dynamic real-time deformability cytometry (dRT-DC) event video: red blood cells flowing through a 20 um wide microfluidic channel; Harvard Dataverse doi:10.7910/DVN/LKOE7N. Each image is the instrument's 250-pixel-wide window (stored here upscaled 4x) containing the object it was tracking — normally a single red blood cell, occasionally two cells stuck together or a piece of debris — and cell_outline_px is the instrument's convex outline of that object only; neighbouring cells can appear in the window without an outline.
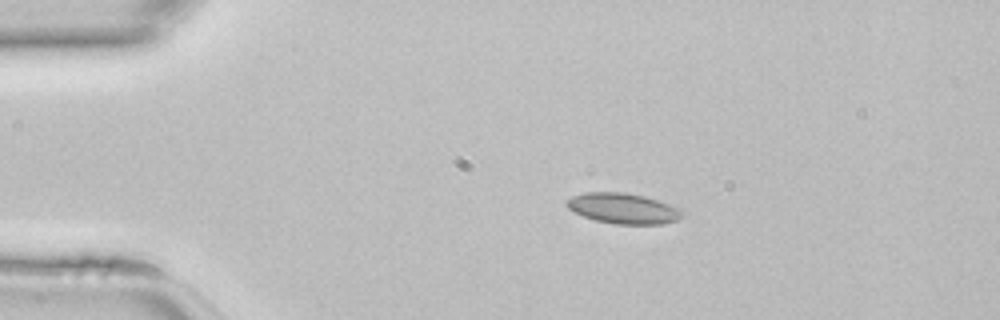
{"species": "common noctule bat (a hibernating species)", "species_latin": "Nyctalus noctula", "temperature_condition": "room temperature", "stored_images_in_passage": 45, "camera_frame_rate_fps": 3000, "um_per_image_px": 0.085, "animal": {"sex": "female", "body_mass_g": 22.7, "forearm_length_mm": 54.2}, "frame": {"image": 1, "passage_image": 8, "time_ms": 2.333, "image_size_px": [1000, 320], "cell_outline_px": [[684, 216], [676, 220], [664, 224], [616, 224], [596, 220], [584, 216], [568, 208], [564, 204], [572, 196], [584, 192], [624, 192], [644, 196], [680, 208], [684, 212]], "centroid_in_image_um": [52.98, 17.71], "position_along_channel_um": 32.0, "area_um2": 20.46}}
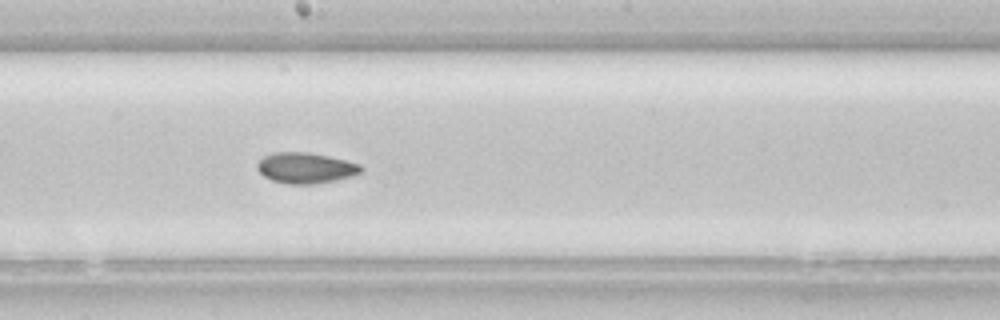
{"frame": {"image": 2, "passage_image": 24, "time_ms": 7.667, "image_size_px": [1000, 320], "cell_outline_px": [[364, 168], [360, 172], [352, 176], [336, 180], [312, 184], [288, 184], [272, 180], [264, 176], [256, 168], [256, 164], [264, 156], [272, 152], [308, 152], [328, 156], [360, 164]], "centroid_in_image_um": [25.96, 14.27], "position_along_channel_um": 222.2, "area_um2": 18.55}}
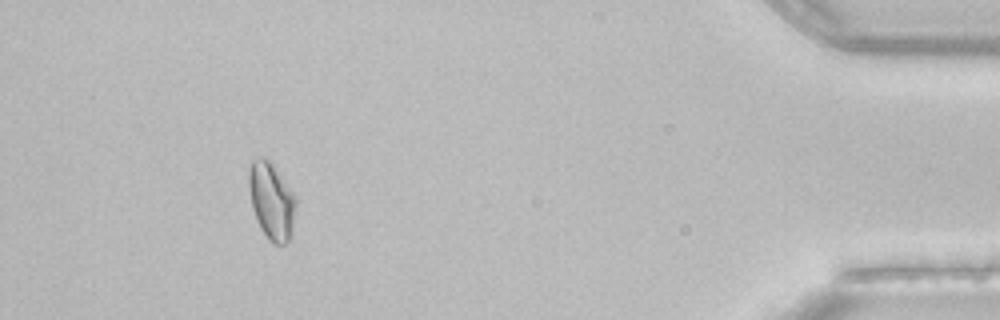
{"frame": {"image": 3, "passage_image": 41, "time_ms": 13.333, "image_size_px": [1000, 320], "cell_outline_px": [[296, 204], [292, 232], [288, 240], [284, 244], [272, 244], [268, 240], [260, 228], [256, 220], [252, 208], [248, 188], [248, 172], [252, 160], [260, 156], [264, 156], [272, 164], [292, 192], [296, 200]], "centroid_in_image_um": [23.05, 17.09], "position_along_channel_um": 412.2, "area_um2": 21.1}}